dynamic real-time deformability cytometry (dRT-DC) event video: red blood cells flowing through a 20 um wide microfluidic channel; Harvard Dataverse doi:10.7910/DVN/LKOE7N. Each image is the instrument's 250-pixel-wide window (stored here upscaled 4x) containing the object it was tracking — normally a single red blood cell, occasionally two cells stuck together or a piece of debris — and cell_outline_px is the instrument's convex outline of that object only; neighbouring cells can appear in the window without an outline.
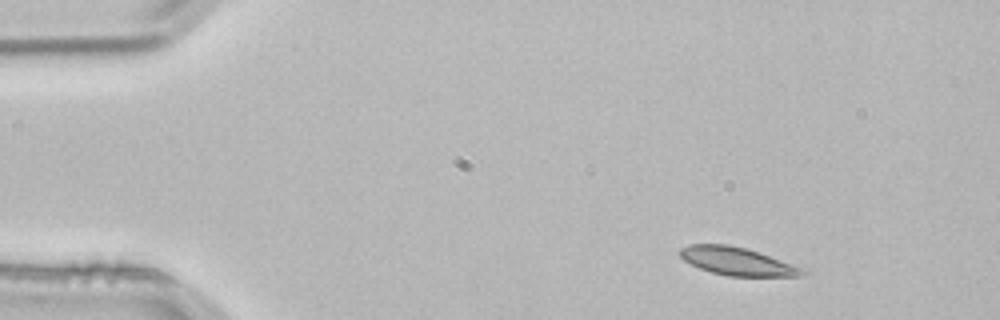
{"species": "common noctule bat (a hibernating species)", "species_latin": "Nyctalus noctula", "temperature_condition": "room temperature", "stored_images_in_passage": 3, "camera_frame_rate_fps": 3000, "um_per_image_px": 0.085, "animal": {"sex": "male", "body_mass_g": 21.5, "forearm_length_mm": 52.0}, "frame": {"image": 1, "passage_image": 1, "time_ms": 0.0, "image_size_px": [1000, 320], "cell_outline_px": [[808, 272], [800, 276], [728, 276], [712, 272], [700, 268], [684, 260], [676, 252], [680, 248], [688, 244], [728, 244], [744, 248], [808, 268]], "centroid_in_image_um": [62.69, 22.21], "position_along_channel_um": 22.3, "area_um2": 20.11}}
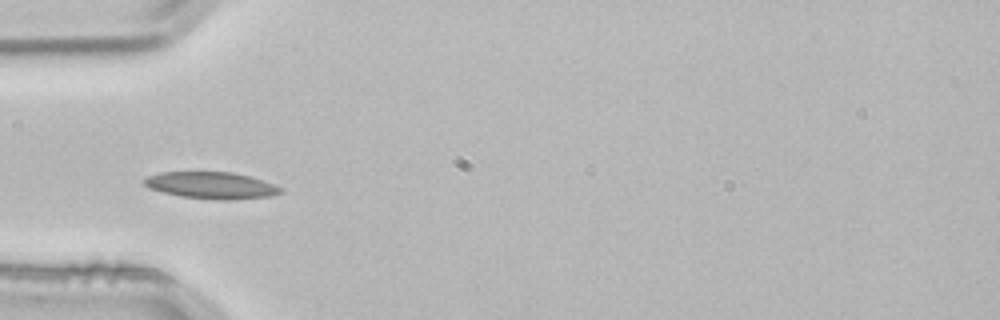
{"frame": {"image": 2, "passage_image": 3, "time_ms": 0.667, "image_size_px": [1000, 320], "cell_outline_px": [[284, 192], [272, 196], [228, 200], [216, 200], [180, 196], [148, 188], [144, 184], [144, 180], [148, 176], [160, 172], [232, 172], [248, 176], [284, 188]], "centroid_in_image_um": [17.98, 15.76], "position_along_channel_um": 67.0, "area_um2": 21.21}}